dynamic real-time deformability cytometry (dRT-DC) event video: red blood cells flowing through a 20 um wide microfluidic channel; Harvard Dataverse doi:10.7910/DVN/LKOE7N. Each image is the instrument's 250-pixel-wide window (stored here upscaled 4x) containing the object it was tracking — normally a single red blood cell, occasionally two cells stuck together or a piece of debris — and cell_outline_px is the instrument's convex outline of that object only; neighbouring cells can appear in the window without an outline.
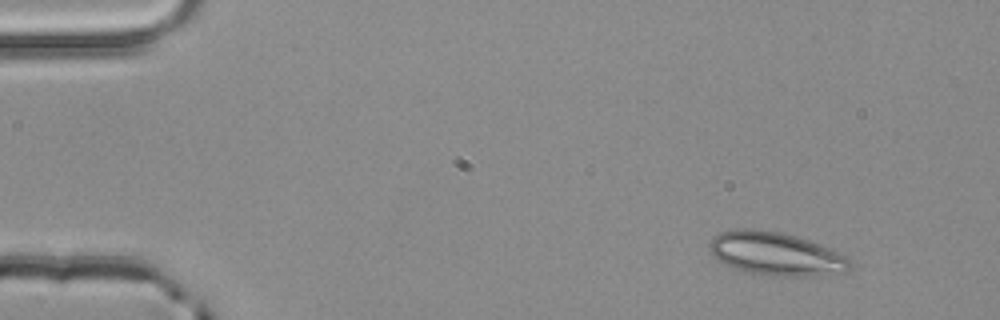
{"species": "common noctule bat (a hibernating species)", "species_latin": "Nyctalus noctula", "temperature_condition": "room temperature", "stored_images_in_passage": 3, "camera_frame_rate_fps": 3000, "um_per_image_px": 0.085, "animal": {"sex": "male", "body_mass_g": 20.4}, "frame": {"image": 1, "passage_image": 1, "time_ms": 0.0, "image_size_px": [1000, 320], "cell_outline_px": [[852, 268], [848, 272], [800, 276], [780, 276], [748, 272], [736, 268], [712, 256], [708, 252], [708, 244], [712, 236], [720, 232], [736, 228], [752, 228], [780, 232], [796, 236], [808, 240], [836, 252], [844, 256], [852, 264]], "centroid_in_image_um": [65.89, 21.55], "position_along_channel_um": 19.1, "area_um2": 35.14}}